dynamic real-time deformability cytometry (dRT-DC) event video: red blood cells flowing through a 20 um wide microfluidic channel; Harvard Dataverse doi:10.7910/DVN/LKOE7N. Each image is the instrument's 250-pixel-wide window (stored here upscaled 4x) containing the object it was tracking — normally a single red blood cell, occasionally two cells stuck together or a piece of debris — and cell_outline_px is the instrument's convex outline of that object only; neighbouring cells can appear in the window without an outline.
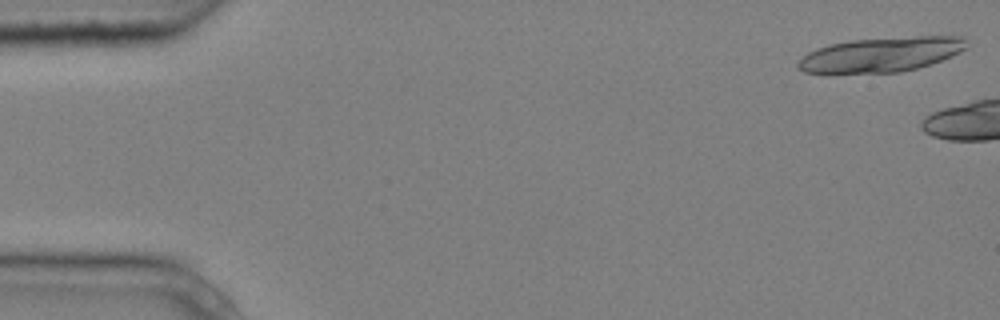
{"species": "common noctule bat (a hibernating species)", "species_latin": "Nyctalus noctula", "temperature_condition": "cold", "stored_images_in_passage": 2, "camera_frame_rate_fps": 3000, "um_per_image_px": 0.085, "animal": {"sex": "male", "body_mass_g": 20.4}, "frame": {"image": 1, "passage_image": 1, "time_ms": 0.0, "image_size_px": [1000, 320], "cell_outline_px": [[968, 48], [952, 56], [916, 68], [900, 72], [804, 72], [796, 68], [796, 64], [808, 52], [816, 48], [828, 44], [848, 40], [916, 36], [964, 36]], "centroid_in_image_um": [74.91, 4.61], "position_along_channel_um": 10.1, "area_um2": 33.87}}